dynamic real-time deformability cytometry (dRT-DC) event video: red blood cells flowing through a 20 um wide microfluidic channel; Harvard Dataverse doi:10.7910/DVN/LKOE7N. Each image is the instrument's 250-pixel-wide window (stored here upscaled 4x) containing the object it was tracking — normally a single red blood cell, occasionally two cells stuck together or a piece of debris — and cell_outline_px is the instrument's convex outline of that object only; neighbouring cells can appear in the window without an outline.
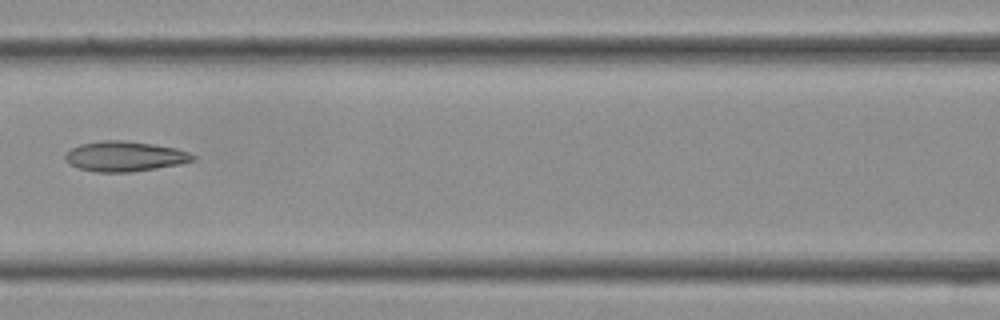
{"species": "Egyptian fruit bat (a non-hibernating species)", "species_latin": "Rousettus aegyptiacus", "temperature_condition": "cold", "stored_images_in_passage": 35, "camera_frame_rate_fps": 3000, "um_per_image_px": 0.085, "frame": {"image": 1, "passage_image": 16, "time_ms": 5.0, "image_size_px": [1000, 320], "cell_outline_px": [[196, 160], [180, 164], [132, 172], [96, 172], [76, 168], [64, 156], [72, 148], [80, 144], [100, 140], [124, 140], [156, 144], [176, 148], [188, 152], [196, 156]], "centroid_in_image_um": [10.64, 13.28], "position_along_channel_um": 156.0, "area_um2": 22.48}}
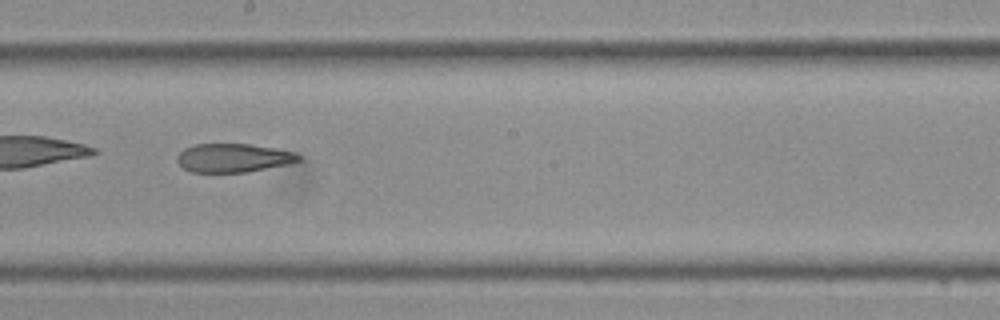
{"frame": {"image": 2, "passage_image": 20, "time_ms": 6.333, "image_size_px": [1000, 320], "cell_outline_px": [[304, 160], [288, 164], [248, 172], [192, 172], [184, 168], [176, 160], [176, 156], [184, 148], [196, 144], [252, 144], [296, 152]], "centroid_in_image_um": [19.86, 13.42], "position_along_channel_um": 228.3, "area_um2": 20.4}}
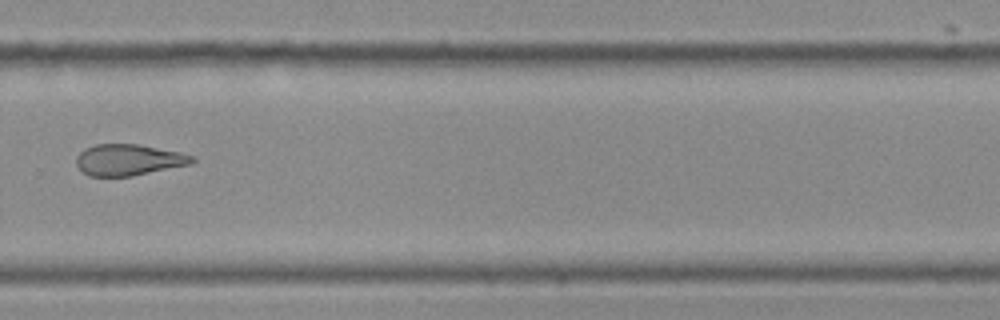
{"frame": {"image": 3, "passage_image": 25, "time_ms": 8.0, "image_size_px": [1000, 320], "cell_outline_px": [[196, 160], [192, 164], [132, 176], [88, 176], [76, 164], [76, 156], [84, 148], [96, 144], [136, 144], [180, 152], [196, 156]], "centroid_in_image_um": [10.95, 13.59], "position_along_channel_um": 318.8, "area_um2": 21.15}}